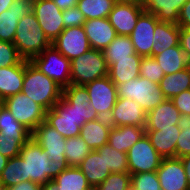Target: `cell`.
I'll return each instance as SVG.
<instances>
[{
    "mask_svg": "<svg viewBox=\"0 0 190 190\" xmlns=\"http://www.w3.org/2000/svg\"><path fill=\"white\" fill-rule=\"evenodd\" d=\"M111 123L106 118L87 121L81 128L80 137L92 150H97L108 143Z\"/></svg>",
    "mask_w": 190,
    "mask_h": 190,
    "instance_id": "25",
    "label": "cell"
},
{
    "mask_svg": "<svg viewBox=\"0 0 190 190\" xmlns=\"http://www.w3.org/2000/svg\"><path fill=\"white\" fill-rule=\"evenodd\" d=\"M179 45L190 62V29L180 28Z\"/></svg>",
    "mask_w": 190,
    "mask_h": 190,
    "instance_id": "47",
    "label": "cell"
},
{
    "mask_svg": "<svg viewBox=\"0 0 190 190\" xmlns=\"http://www.w3.org/2000/svg\"><path fill=\"white\" fill-rule=\"evenodd\" d=\"M156 172L161 190H190L180 158H162Z\"/></svg>",
    "mask_w": 190,
    "mask_h": 190,
    "instance_id": "18",
    "label": "cell"
},
{
    "mask_svg": "<svg viewBox=\"0 0 190 190\" xmlns=\"http://www.w3.org/2000/svg\"><path fill=\"white\" fill-rule=\"evenodd\" d=\"M33 13L51 43L65 29L62 10L52 0H34Z\"/></svg>",
    "mask_w": 190,
    "mask_h": 190,
    "instance_id": "12",
    "label": "cell"
},
{
    "mask_svg": "<svg viewBox=\"0 0 190 190\" xmlns=\"http://www.w3.org/2000/svg\"><path fill=\"white\" fill-rule=\"evenodd\" d=\"M31 62L62 88L71 84L70 60L53 45H50L40 55L34 57Z\"/></svg>",
    "mask_w": 190,
    "mask_h": 190,
    "instance_id": "8",
    "label": "cell"
},
{
    "mask_svg": "<svg viewBox=\"0 0 190 190\" xmlns=\"http://www.w3.org/2000/svg\"><path fill=\"white\" fill-rule=\"evenodd\" d=\"M118 0H79L78 9L86 20L94 18H108Z\"/></svg>",
    "mask_w": 190,
    "mask_h": 190,
    "instance_id": "34",
    "label": "cell"
},
{
    "mask_svg": "<svg viewBox=\"0 0 190 190\" xmlns=\"http://www.w3.org/2000/svg\"><path fill=\"white\" fill-rule=\"evenodd\" d=\"M39 183L32 182L30 180L20 182L12 187H9L10 190H41Z\"/></svg>",
    "mask_w": 190,
    "mask_h": 190,
    "instance_id": "48",
    "label": "cell"
},
{
    "mask_svg": "<svg viewBox=\"0 0 190 190\" xmlns=\"http://www.w3.org/2000/svg\"><path fill=\"white\" fill-rule=\"evenodd\" d=\"M78 167L92 188L99 186L111 174L104 162V150H92Z\"/></svg>",
    "mask_w": 190,
    "mask_h": 190,
    "instance_id": "21",
    "label": "cell"
},
{
    "mask_svg": "<svg viewBox=\"0 0 190 190\" xmlns=\"http://www.w3.org/2000/svg\"><path fill=\"white\" fill-rule=\"evenodd\" d=\"M159 22L154 14L145 11L137 19V24L129 37L138 55L151 57L152 47L154 45V30Z\"/></svg>",
    "mask_w": 190,
    "mask_h": 190,
    "instance_id": "15",
    "label": "cell"
},
{
    "mask_svg": "<svg viewBox=\"0 0 190 190\" xmlns=\"http://www.w3.org/2000/svg\"><path fill=\"white\" fill-rule=\"evenodd\" d=\"M154 58L160 64L165 75L176 73L190 66V62L180 45L168 48L162 53L155 55Z\"/></svg>",
    "mask_w": 190,
    "mask_h": 190,
    "instance_id": "29",
    "label": "cell"
},
{
    "mask_svg": "<svg viewBox=\"0 0 190 190\" xmlns=\"http://www.w3.org/2000/svg\"><path fill=\"white\" fill-rule=\"evenodd\" d=\"M131 183L137 190H161L156 171L131 174Z\"/></svg>",
    "mask_w": 190,
    "mask_h": 190,
    "instance_id": "40",
    "label": "cell"
},
{
    "mask_svg": "<svg viewBox=\"0 0 190 190\" xmlns=\"http://www.w3.org/2000/svg\"><path fill=\"white\" fill-rule=\"evenodd\" d=\"M64 149L65 159L69 166H78L92 151L80 136L67 138Z\"/></svg>",
    "mask_w": 190,
    "mask_h": 190,
    "instance_id": "35",
    "label": "cell"
},
{
    "mask_svg": "<svg viewBox=\"0 0 190 190\" xmlns=\"http://www.w3.org/2000/svg\"><path fill=\"white\" fill-rule=\"evenodd\" d=\"M128 168L130 174L157 171L162 157L152 146L145 134L127 152Z\"/></svg>",
    "mask_w": 190,
    "mask_h": 190,
    "instance_id": "10",
    "label": "cell"
},
{
    "mask_svg": "<svg viewBox=\"0 0 190 190\" xmlns=\"http://www.w3.org/2000/svg\"><path fill=\"white\" fill-rule=\"evenodd\" d=\"M34 0H14L8 10L0 13V40L13 43L20 19L33 13Z\"/></svg>",
    "mask_w": 190,
    "mask_h": 190,
    "instance_id": "17",
    "label": "cell"
},
{
    "mask_svg": "<svg viewBox=\"0 0 190 190\" xmlns=\"http://www.w3.org/2000/svg\"><path fill=\"white\" fill-rule=\"evenodd\" d=\"M180 131L181 129L177 125H173V128L146 130V135L162 158H175L176 143Z\"/></svg>",
    "mask_w": 190,
    "mask_h": 190,
    "instance_id": "22",
    "label": "cell"
},
{
    "mask_svg": "<svg viewBox=\"0 0 190 190\" xmlns=\"http://www.w3.org/2000/svg\"><path fill=\"white\" fill-rule=\"evenodd\" d=\"M115 85L117 87V97H125L138 102L146 113L167 99L159 84L141 76L130 79L123 84Z\"/></svg>",
    "mask_w": 190,
    "mask_h": 190,
    "instance_id": "6",
    "label": "cell"
},
{
    "mask_svg": "<svg viewBox=\"0 0 190 190\" xmlns=\"http://www.w3.org/2000/svg\"><path fill=\"white\" fill-rule=\"evenodd\" d=\"M23 60L13 43L0 40V68L17 65Z\"/></svg>",
    "mask_w": 190,
    "mask_h": 190,
    "instance_id": "42",
    "label": "cell"
},
{
    "mask_svg": "<svg viewBox=\"0 0 190 190\" xmlns=\"http://www.w3.org/2000/svg\"><path fill=\"white\" fill-rule=\"evenodd\" d=\"M181 159V162L184 166L187 182L190 186V155L184 156Z\"/></svg>",
    "mask_w": 190,
    "mask_h": 190,
    "instance_id": "50",
    "label": "cell"
},
{
    "mask_svg": "<svg viewBox=\"0 0 190 190\" xmlns=\"http://www.w3.org/2000/svg\"><path fill=\"white\" fill-rule=\"evenodd\" d=\"M13 44L24 60L31 61L47 49L51 42L45 36L35 14L31 13L19 20Z\"/></svg>",
    "mask_w": 190,
    "mask_h": 190,
    "instance_id": "4",
    "label": "cell"
},
{
    "mask_svg": "<svg viewBox=\"0 0 190 190\" xmlns=\"http://www.w3.org/2000/svg\"><path fill=\"white\" fill-rule=\"evenodd\" d=\"M135 53L130 37L124 35H117L103 50V55L109 67L116 63V60L132 59V54Z\"/></svg>",
    "mask_w": 190,
    "mask_h": 190,
    "instance_id": "33",
    "label": "cell"
},
{
    "mask_svg": "<svg viewBox=\"0 0 190 190\" xmlns=\"http://www.w3.org/2000/svg\"><path fill=\"white\" fill-rule=\"evenodd\" d=\"M160 89L167 99L177 96L182 91L190 89V66L165 75L159 82Z\"/></svg>",
    "mask_w": 190,
    "mask_h": 190,
    "instance_id": "30",
    "label": "cell"
},
{
    "mask_svg": "<svg viewBox=\"0 0 190 190\" xmlns=\"http://www.w3.org/2000/svg\"><path fill=\"white\" fill-rule=\"evenodd\" d=\"M99 118L90 105L85 86L70 84L63 88L62 98L46 111L45 122L67 139L80 136L81 128L87 121Z\"/></svg>",
    "mask_w": 190,
    "mask_h": 190,
    "instance_id": "1",
    "label": "cell"
},
{
    "mask_svg": "<svg viewBox=\"0 0 190 190\" xmlns=\"http://www.w3.org/2000/svg\"><path fill=\"white\" fill-rule=\"evenodd\" d=\"M19 156L22 158L21 178L23 181L30 180L40 185L53 180L60 172L69 167L66 160L57 162V160L50 159L45 150L32 138L22 146Z\"/></svg>",
    "mask_w": 190,
    "mask_h": 190,
    "instance_id": "2",
    "label": "cell"
},
{
    "mask_svg": "<svg viewBox=\"0 0 190 190\" xmlns=\"http://www.w3.org/2000/svg\"><path fill=\"white\" fill-rule=\"evenodd\" d=\"M145 134V127L132 125L112 126L109 131L108 144L120 152L127 153Z\"/></svg>",
    "mask_w": 190,
    "mask_h": 190,
    "instance_id": "23",
    "label": "cell"
},
{
    "mask_svg": "<svg viewBox=\"0 0 190 190\" xmlns=\"http://www.w3.org/2000/svg\"><path fill=\"white\" fill-rule=\"evenodd\" d=\"M14 0H0V13L8 10Z\"/></svg>",
    "mask_w": 190,
    "mask_h": 190,
    "instance_id": "52",
    "label": "cell"
},
{
    "mask_svg": "<svg viewBox=\"0 0 190 190\" xmlns=\"http://www.w3.org/2000/svg\"><path fill=\"white\" fill-rule=\"evenodd\" d=\"M84 86L88 91L90 105L100 118L108 119L118 98L116 85L107 75Z\"/></svg>",
    "mask_w": 190,
    "mask_h": 190,
    "instance_id": "9",
    "label": "cell"
},
{
    "mask_svg": "<svg viewBox=\"0 0 190 190\" xmlns=\"http://www.w3.org/2000/svg\"><path fill=\"white\" fill-rule=\"evenodd\" d=\"M125 190H137V189L132 183H130Z\"/></svg>",
    "mask_w": 190,
    "mask_h": 190,
    "instance_id": "54",
    "label": "cell"
},
{
    "mask_svg": "<svg viewBox=\"0 0 190 190\" xmlns=\"http://www.w3.org/2000/svg\"><path fill=\"white\" fill-rule=\"evenodd\" d=\"M0 190H10L8 187L0 186Z\"/></svg>",
    "mask_w": 190,
    "mask_h": 190,
    "instance_id": "55",
    "label": "cell"
},
{
    "mask_svg": "<svg viewBox=\"0 0 190 190\" xmlns=\"http://www.w3.org/2000/svg\"><path fill=\"white\" fill-rule=\"evenodd\" d=\"M91 48L103 51L117 36L108 18L86 20L83 25Z\"/></svg>",
    "mask_w": 190,
    "mask_h": 190,
    "instance_id": "19",
    "label": "cell"
},
{
    "mask_svg": "<svg viewBox=\"0 0 190 190\" xmlns=\"http://www.w3.org/2000/svg\"><path fill=\"white\" fill-rule=\"evenodd\" d=\"M181 113L171 99H166L153 108L146 116V130H159V128H173L177 125Z\"/></svg>",
    "mask_w": 190,
    "mask_h": 190,
    "instance_id": "20",
    "label": "cell"
},
{
    "mask_svg": "<svg viewBox=\"0 0 190 190\" xmlns=\"http://www.w3.org/2000/svg\"><path fill=\"white\" fill-rule=\"evenodd\" d=\"M24 60L14 66L0 68V101L22 91Z\"/></svg>",
    "mask_w": 190,
    "mask_h": 190,
    "instance_id": "26",
    "label": "cell"
},
{
    "mask_svg": "<svg viewBox=\"0 0 190 190\" xmlns=\"http://www.w3.org/2000/svg\"><path fill=\"white\" fill-rule=\"evenodd\" d=\"M188 0H141L145 12L154 14L160 22L177 24L179 12Z\"/></svg>",
    "mask_w": 190,
    "mask_h": 190,
    "instance_id": "24",
    "label": "cell"
},
{
    "mask_svg": "<svg viewBox=\"0 0 190 190\" xmlns=\"http://www.w3.org/2000/svg\"><path fill=\"white\" fill-rule=\"evenodd\" d=\"M131 183V174L129 172L111 173L96 190H125Z\"/></svg>",
    "mask_w": 190,
    "mask_h": 190,
    "instance_id": "41",
    "label": "cell"
},
{
    "mask_svg": "<svg viewBox=\"0 0 190 190\" xmlns=\"http://www.w3.org/2000/svg\"><path fill=\"white\" fill-rule=\"evenodd\" d=\"M31 138L45 150L53 161L66 160L64 154L66 138L45 121L31 132Z\"/></svg>",
    "mask_w": 190,
    "mask_h": 190,
    "instance_id": "16",
    "label": "cell"
},
{
    "mask_svg": "<svg viewBox=\"0 0 190 190\" xmlns=\"http://www.w3.org/2000/svg\"><path fill=\"white\" fill-rule=\"evenodd\" d=\"M62 11L77 6L79 0H52Z\"/></svg>",
    "mask_w": 190,
    "mask_h": 190,
    "instance_id": "49",
    "label": "cell"
},
{
    "mask_svg": "<svg viewBox=\"0 0 190 190\" xmlns=\"http://www.w3.org/2000/svg\"><path fill=\"white\" fill-rule=\"evenodd\" d=\"M1 104L30 132L45 121L46 110L22 92L5 98Z\"/></svg>",
    "mask_w": 190,
    "mask_h": 190,
    "instance_id": "7",
    "label": "cell"
},
{
    "mask_svg": "<svg viewBox=\"0 0 190 190\" xmlns=\"http://www.w3.org/2000/svg\"><path fill=\"white\" fill-rule=\"evenodd\" d=\"M177 126L181 129L176 143V158L190 155V115L181 114Z\"/></svg>",
    "mask_w": 190,
    "mask_h": 190,
    "instance_id": "38",
    "label": "cell"
},
{
    "mask_svg": "<svg viewBox=\"0 0 190 190\" xmlns=\"http://www.w3.org/2000/svg\"><path fill=\"white\" fill-rule=\"evenodd\" d=\"M146 116L147 113L138 102L118 97L107 120L113 127L126 125L146 127Z\"/></svg>",
    "mask_w": 190,
    "mask_h": 190,
    "instance_id": "13",
    "label": "cell"
},
{
    "mask_svg": "<svg viewBox=\"0 0 190 190\" xmlns=\"http://www.w3.org/2000/svg\"><path fill=\"white\" fill-rule=\"evenodd\" d=\"M177 25L180 28L190 29V0L186 1L181 7Z\"/></svg>",
    "mask_w": 190,
    "mask_h": 190,
    "instance_id": "46",
    "label": "cell"
},
{
    "mask_svg": "<svg viewBox=\"0 0 190 190\" xmlns=\"http://www.w3.org/2000/svg\"><path fill=\"white\" fill-rule=\"evenodd\" d=\"M41 190H58L57 185L51 180L41 186Z\"/></svg>",
    "mask_w": 190,
    "mask_h": 190,
    "instance_id": "51",
    "label": "cell"
},
{
    "mask_svg": "<svg viewBox=\"0 0 190 190\" xmlns=\"http://www.w3.org/2000/svg\"><path fill=\"white\" fill-rule=\"evenodd\" d=\"M22 173V158L20 156L10 158L0 175V186L9 188L23 182Z\"/></svg>",
    "mask_w": 190,
    "mask_h": 190,
    "instance_id": "37",
    "label": "cell"
},
{
    "mask_svg": "<svg viewBox=\"0 0 190 190\" xmlns=\"http://www.w3.org/2000/svg\"><path fill=\"white\" fill-rule=\"evenodd\" d=\"M21 92L48 111L62 98L63 88L42 73L31 61L24 60Z\"/></svg>",
    "mask_w": 190,
    "mask_h": 190,
    "instance_id": "3",
    "label": "cell"
},
{
    "mask_svg": "<svg viewBox=\"0 0 190 190\" xmlns=\"http://www.w3.org/2000/svg\"><path fill=\"white\" fill-rule=\"evenodd\" d=\"M97 150H104V162L111 173L129 172L127 153L114 149L108 143Z\"/></svg>",
    "mask_w": 190,
    "mask_h": 190,
    "instance_id": "36",
    "label": "cell"
},
{
    "mask_svg": "<svg viewBox=\"0 0 190 190\" xmlns=\"http://www.w3.org/2000/svg\"><path fill=\"white\" fill-rule=\"evenodd\" d=\"M180 27L170 22H159L154 30V45L151 57L162 53L164 50L179 45Z\"/></svg>",
    "mask_w": 190,
    "mask_h": 190,
    "instance_id": "27",
    "label": "cell"
},
{
    "mask_svg": "<svg viewBox=\"0 0 190 190\" xmlns=\"http://www.w3.org/2000/svg\"><path fill=\"white\" fill-rule=\"evenodd\" d=\"M142 56L137 53L132 54V59L116 60L109 67L108 76L114 84H123L130 79H135L140 76L139 65Z\"/></svg>",
    "mask_w": 190,
    "mask_h": 190,
    "instance_id": "28",
    "label": "cell"
},
{
    "mask_svg": "<svg viewBox=\"0 0 190 190\" xmlns=\"http://www.w3.org/2000/svg\"><path fill=\"white\" fill-rule=\"evenodd\" d=\"M8 160H9V158L0 154V175L2 174Z\"/></svg>",
    "mask_w": 190,
    "mask_h": 190,
    "instance_id": "53",
    "label": "cell"
},
{
    "mask_svg": "<svg viewBox=\"0 0 190 190\" xmlns=\"http://www.w3.org/2000/svg\"><path fill=\"white\" fill-rule=\"evenodd\" d=\"M0 133L13 136L22 146L31 138V132L2 104L0 105Z\"/></svg>",
    "mask_w": 190,
    "mask_h": 190,
    "instance_id": "31",
    "label": "cell"
},
{
    "mask_svg": "<svg viewBox=\"0 0 190 190\" xmlns=\"http://www.w3.org/2000/svg\"><path fill=\"white\" fill-rule=\"evenodd\" d=\"M22 145L13 137L0 133V154L12 158L20 155Z\"/></svg>",
    "mask_w": 190,
    "mask_h": 190,
    "instance_id": "43",
    "label": "cell"
},
{
    "mask_svg": "<svg viewBox=\"0 0 190 190\" xmlns=\"http://www.w3.org/2000/svg\"><path fill=\"white\" fill-rule=\"evenodd\" d=\"M143 12L141 0H118L109 13L108 19L117 35L129 36Z\"/></svg>",
    "mask_w": 190,
    "mask_h": 190,
    "instance_id": "11",
    "label": "cell"
},
{
    "mask_svg": "<svg viewBox=\"0 0 190 190\" xmlns=\"http://www.w3.org/2000/svg\"><path fill=\"white\" fill-rule=\"evenodd\" d=\"M71 84L85 85L109 73L103 51L89 49L70 61Z\"/></svg>",
    "mask_w": 190,
    "mask_h": 190,
    "instance_id": "5",
    "label": "cell"
},
{
    "mask_svg": "<svg viewBox=\"0 0 190 190\" xmlns=\"http://www.w3.org/2000/svg\"><path fill=\"white\" fill-rule=\"evenodd\" d=\"M139 73L141 77H144L151 82L159 84L162 78L165 76L160 64L157 63L154 57H142L139 65Z\"/></svg>",
    "mask_w": 190,
    "mask_h": 190,
    "instance_id": "39",
    "label": "cell"
},
{
    "mask_svg": "<svg viewBox=\"0 0 190 190\" xmlns=\"http://www.w3.org/2000/svg\"><path fill=\"white\" fill-rule=\"evenodd\" d=\"M52 181L57 185L58 190H89L92 188L78 166H69Z\"/></svg>",
    "mask_w": 190,
    "mask_h": 190,
    "instance_id": "32",
    "label": "cell"
},
{
    "mask_svg": "<svg viewBox=\"0 0 190 190\" xmlns=\"http://www.w3.org/2000/svg\"><path fill=\"white\" fill-rule=\"evenodd\" d=\"M51 45L70 61L91 49L83 26L65 28Z\"/></svg>",
    "mask_w": 190,
    "mask_h": 190,
    "instance_id": "14",
    "label": "cell"
},
{
    "mask_svg": "<svg viewBox=\"0 0 190 190\" xmlns=\"http://www.w3.org/2000/svg\"><path fill=\"white\" fill-rule=\"evenodd\" d=\"M65 28L83 26L86 19L77 6L62 11Z\"/></svg>",
    "mask_w": 190,
    "mask_h": 190,
    "instance_id": "44",
    "label": "cell"
},
{
    "mask_svg": "<svg viewBox=\"0 0 190 190\" xmlns=\"http://www.w3.org/2000/svg\"><path fill=\"white\" fill-rule=\"evenodd\" d=\"M171 101L181 114L190 115V89L182 91L177 96L171 98Z\"/></svg>",
    "mask_w": 190,
    "mask_h": 190,
    "instance_id": "45",
    "label": "cell"
}]
</instances>
